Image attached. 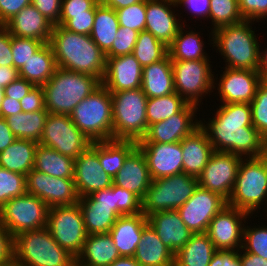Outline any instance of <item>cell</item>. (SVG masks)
I'll use <instances>...</instances> for the list:
<instances>
[{
    "label": "cell",
    "mask_w": 267,
    "mask_h": 266,
    "mask_svg": "<svg viewBox=\"0 0 267 266\" xmlns=\"http://www.w3.org/2000/svg\"><path fill=\"white\" fill-rule=\"evenodd\" d=\"M187 104L176 92L162 97L148 98L146 103L148 127L178 113Z\"/></svg>",
    "instance_id": "obj_41"
},
{
    "label": "cell",
    "mask_w": 267,
    "mask_h": 266,
    "mask_svg": "<svg viewBox=\"0 0 267 266\" xmlns=\"http://www.w3.org/2000/svg\"><path fill=\"white\" fill-rule=\"evenodd\" d=\"M12 248L14 266H76V257L55 241L47 227L18 234Z\"/></svg>",
    "instance_id": "obj_4"
},
{
    "label": "cell",
    "mask_w": 267,
    "mask_h": 266,
    "mask_svg": "<svg viewBox=\"0 0 267 266\" xmlns=\"http://www.w3.org/2000/svg\"><path fill=\"white\" fill-rule=\"evenodd\" d=\"M101 84L92 75L57 68L43 85L45 109L52 114L70 115Z\"/></svg>",
    "instance_id": "obj_5"
},
{
    "label": "cell",
    "mask_w": 267,
    "mask_h": 266,
    "mask_svg": "<svg viewBox=\"0 0 267 266\" xmlns=\"http://www.w3.org/2000/svg\"><path fill=\"white\" fill-rule=\"evenodd\" d=\"M172 7H177L175 0H146L145 31L166 46L173 42L180 27L185 24V20L183 22L182 19H177L180 15L175 13V8L172 11Z\"/></svg>",
    "instance_id": "obj_23"
},
{
    "label": "cell",
    "mask_w": 267,
    "mask_h": 266,
    "mask_svg": "<svg viewBox=\"0 0 267 266\" xmlns=\"http://www.w3.org/2000/svg\"><path fill=\"white\" fill-rule=\"evenodd\" d=\"M48 115L47 110H40L17 113L5 119L16 138L32 140L38 143Z\"/></svg>",
    "instance_id": "obj_40"
},
{
    "label": "cell",
    "mask_w": 267,
    "mask_h": 266,
    "mask_svg": "<svg viewBox=\"0 0 267 266\" xmlns=\"http://www.w3.org/2000/svg\"><path fill=\"white\" fill-rule=\"evenodd\" d=\"M143 67L133 54L106 58L102 84L110 92L141 88Z\"/></svg>",
    "instance_id": "obj_24"
},
{
    "label": "cell",
    "mask_w": 267,
    "mask_h": 266,
    "mask_svg": "<svg viewBox=\"0 0 267 266\" xmlns=\"http://www.w3.org/2000/svg\"><path fill=\"white\" fill-rule=\"evenodd\" d=\"M136 147L137 141L134 140L99 141V161L103 170L114 178Z\"/></svg>",
    "instance_id": "obj_39"
},
{
    "label": "cell",
    "mask_w": 267,
    "mask_h": 266,
    "mask_svg": "<svg viewBox=\"0 0 267 266\" xmlns=\"http://www.w3.org/2000/svg\"><path fill=\"white\" fill-rule=\"evenodd\" d=\"M31 4L54 25L59 22L62 0H31Z\"/></svg>",
    "instance_id": "obj_55"
},
{
    "label": "cell",
    "mask_w": 267,
    "mask_h": 266,
    "mask_svg": "<svg viewBox=\"0 0 267 266\" xmlns=\"http://www.w3.org/2000/svg\"><path fill=\"white\" fill-rule=\"evenodd\" d=\"M177 8L183 5L194 17L209 20L210 0H175ZM198 15V16H197Z\"/></svg>",
    "instance_id": "obj_58"
},
{
    "label": "cell",
    "mask_w": 267,
    "mask_h": 266,
    "mask_svg": "<svg viewBox=\"0 0 267 266\" xmlns=\"http://www.w3.org/2000/svg\"><path fill=\"white\" fill-rule=\"evenodd\" d=\"M48 205L40 198L24 194L10 199L0 209V223L11 237L47 227Z\"/></svg>",
    "instance_id": "obj_10"
},
{
    "label": "cell",
    "mask_w": 267,
    "mask_h": 266,
    "mask_svg": "<svg viewBox=\"0 0 267 266\" xmlns=\"http://www.w3.org/2000/svg\"><path fill=\"white\" fill-rule=\"evenodd\" d=\"M38 143L74 160L91 145V141L72 122L70 115L52 113L46 119Z\"/></svg>",
    "instance_id": "obj_13"
},
{
    "label": "cell",
    "mask_w": 267,
    "mask_h": 266,
    "mask_svg": "<svg viewBox=\"0 0 267 266\" xmlns=\"http://www.w3.org/2000/svg\"><path fill=\"white\" fill-rule=\"evenodd\" d=\"M251 216L247 212L228 204L220 210L212 218L206 231L215 248L217 250L239 251L243 247L246 218L249 219Z\"/></svg>",
    "instance_id": "obj_16"
},
{
    "label": "cell",
    "mask_w": 267,
    "mask_h": 266,
    "mask_svg": "<svg viewBox=\"0 0 267 266\" xmlns=\"http://www.w3.org/2000/svg\"><path fill=\"white\" fill-rule=\"evenodd\" d=\"M216 84L219 100L222 104H250L255 97L257 87L264 79L260 71L247 69H232L225 67Z\"/></svg>",
    "instance_id": "obj_20"
},
{
    "label": "cell",
    "mask_w": 267,
    "mask_h": 266,
    "mask_svg": "<svg viewBox=\"0 0 267 266\" xmlns=\"http://www.w3.org/2000/svg\"><path fill=\"white\" fill-rule=\"evenodd\" d=\"M250 107L253 127L267 141V78H264L257 87Z\"/></svg>",
    "instance_id": "obj_45"
},
{
    "label": "cell",
    "mask_w": 267,
    "mask_h": 266,
    "mask_svg": "<svg viewBox=\"0 0 267 266\" xmlns=\"http://www.w3.org/2000/svg\"><path fill=\"white\" fill-rule=\"evenodd\" d=\"M141 89L148 98L162 97L175 92L169 54L162 60L143 67Z\"/></svg>",
    "instance_id": "obj_32"
},
{
    "label": "cell",
    "mask_w": 267,
    "mask_h": 266,
    "mask_svg": "<svg viewBox=\"0 0 267 266\" xmlns=\"http://www.w3.org/2000/svg\"><path fill=\"white\" fill-rule=\"evenodd\" d=\"M73 180L79 198L112 186L113 178L103 170L99 161V141L91 142L74 160Z\"/></svg>",
    "instance_id": "obj_18"
},
{
    "label": "cell",
    "mask_w": 267,
    "mask_h": 266,
    "mask_svg": "<svg viewBox=\"0 0 267 266\" xmlns=\"http://www.w3.org/2000/svg\"><path fill=\"white\" fill-rule=\"evenodd\" d=\"M198 107L188 103L178 113L150 125L146 135L137 143L180 142L185 136H188L200 126V119L198 120L195 117L197 116L195 113H197Z\"/></svg>",
    "instance_id": "obj_21"
},
{
    "label": "cell",
    "mask_w": 267,
    "mask_h": 266,
    "mask_svg": "<svg viewBox=\"0 0 267 266\" xmlns=\"http://www.w3.org/2000/svg\"><path fill=\"white\" fill-rule=\"evenodd\" d=\"M227 204L250 215L267 206V173L257 157L242 158Z\"/></svg>",
    "instance_id": "obj_8"
},
{
    "label": "cell",
    "mask_w": 267,
    "mask_h": 266,
    "mask_svg": "<svg viewBox=\"0 0 267 266\" xmlns=\"http://www.w3.org/2000/svg\"><path fill=\"white\" fill-rule=\"evenodd\" d=\"M218 107L215 117L208 122L200 120V127L214 151L256 158L266 140L253 127L250 104L231 103Z\"/></svg>",
    "instance_id": "obj_1"
},
{
    "label": "cell",
    "mask_w": 267,
    "mask_h": 266,
    "mask_svg": "<svg viewBox=\"0 0 267 266\" xmlns=\"http://www.w3.org/2000/svg\"><path fill=\"white\" fill-rule=\"evenodd\" d=\"M43 44L39 40L11 35L13 67L19 71Z\"/></svg>",
    "instance_id": "obj_47"
},
{
    "label": "cell",
    "mask_w": 267,
    "mask_h": 266,
    "mask_svg": "<svg viewBox=\"0 0 267 266\" xmlns=\"http://www.w3.org/2000/svg\"><path fill=\"white\" fill-rule=\"evenodd\" d=\"M143 0H99V3L114 10L128 7Z\"/></svg>",
    "instance_id": "obj_66"
},
{
    "label": "cell",
    "mask_w": 267,
    "mask_h": 266,
    "mask_svg": "<svg viewBox=\"0 0 267 266\" xmlns=\"http://www.w3.org/2000/svg\"><path fill=\"white\" fill-rule=\"evenodd\" d=\"M17 138L10 130L5 118L0 117V152L5 150Z\"/></svg>",
    "instance_id": "obj_63"
},
{
    "label": "cell",
    "mask_w": 267,
    "mask_h": 266,
    "mask_svg": "<svg viewBox=\"0 0 267 266\" xmlns=\"http://www.w3.org/2000/svg\"><path fill=\"white\" fill-rule=\"evenodd\" d=\"M260 72L263 78H267V48L265 50H260Z\"/></svg>",
    "instance_id": "obj_68"
},
{
    "label": "cell",
    "mask_w": 267,
    "mask_h": 266,
    "mask_svg": "<svg viewBox=\"0 0 267 266\" xmlns=\"http://www.w3.org/2000/svg\"><path fill=\"white\" fill-rule=\"evenodd\" d=\"M134 259L141 266H174L175 254L164 245L148 223L142 230Z\"/></svg>",
    "instance_id": "obj_30"
},
{
    "label": "cell",
    "mask_w": 267,
    "mask_h": 266,
    "mask_svg": "<svg viewBox=\"0 0 267 266\" xmlns=\"http://www.w3.org/2000/svg\"><path fill=\"white\" fill-rule=\"evenodd\" d=\"M109 266H141L134 257L120 256Z\"/></svg>",
    "instance_id": "obj_67"
},
{
    "label": "cell",
    "mask_w": 267,
    "mask_h": 266,
    "mask_svg": "<svg viewBox=\"0 0 267 266\" xmlns=\"http://www.w3.org/2000/svg\"><path fill=\"white\" fill-rule=\"evenodd\" d=\"M184 26L186 24L180 27L173 42L168 46L171 61L210 60L204 51L205 42L200 38V32L186 31Z\"/></svg>",
    "instance_id": "obj_36"
},
{
    "label": "cell",
    "mask_w": 267,
    "mask_h": 266,
    "mask_svg": "<svg viewBox=\"0 0 267 266\" xmlns=\"http://www.w3.org/2000/svg\"><path fill=\"white\" fill-rule=\"evenodd\" d=\"M139 32L120 26L112 47L105 53L106 58L132 54Z\"/></svg>",
    "instance_id": "obj_49"
},
{
    "label": "cell",
    "mask_w": 267,
    "mask_h": 266,
    "mask_svg": "<svg viewBox=\"0 0 267 266\" xmlns=\"http://www.w3.org/2000/svg\"><path fill=\"white\" fill-rule=\"evenodd\" d=\"M152 183L145 155L137 146L126 158L121 170L113 178V184L126 189L141 200Z\"/></svg>",
    "instance_id": "obj_25"
},
{
    "label": "cell",
    "mask_w": 267,
    "mask_h": 266,
    "mask_svg": "<svg viewBox=\"0 0 267 266\" xmlns=\"http://www.w3.org/2000/svg\"><path fill=\"white\" fill-rule=\"evenodd\" d=\"M198 186V179L186 173L152 180L142 199V213L148 217L156 212L177 210Z\"/></svg>",
    "instance_id": "obj_9"
},
{
    "label": "cell",
    "mask_w": 267,
    "mask_h": 266,
    "mask_svg": "<svg viewBox=\"0 0 267 266\" xmlns=\"http://www.w3.org/2000/svg\"><path fill=\"white\" fill-rule=\"evenodd\" d=\"M120 257L109 233L87 235L76 266H109Z\"/></svg>",
    "instance_id": "obj_31"
},
{
    "label": "cell",
    "mask_w": 267,
    "mask_h": 266,
    "mask_svg": "<svg viewBox=\"0 0 267 266\" xmlns=\"http://www.w3.org/2000/svg\"><path fill=\"white\" fill-rule=\"evenodd\" d=\"M5 26L11 35L49 43L54 24L32 4L24 7Z\"/></svg>",
    "instance_id": "obj_27"
},
{
    "label": "cell",
    "mask_w": 267,
    "mask_h": 266,
    "mask_svg": "<svg viewBox=\"0 0 267 266\" xmlns=\"http://www.w3.org/2000/svg\"><path fill=\"white\" fill-rule=\"evenodd\" d=\"M132 54L145 67L162 60L168 54V46L144 30L139 32Z\"/></svg>",
    "instance_id": "obj_42"
},
{
    "label": "cell",
    "mask_w": 267,
    "mask_h": 266,
    "mask_svg": "<svg viewBox=\"0 0 267 266\" xmlns=\"http://www.w3.org/2000/svg\"><path fill=\"white\" fill-rule=\"evenodd\" d=\"M26 192L40 198L49 208L79 201L73 179L53 177L34 169L26 175Z\"/></svg>",
    "instance_id": "obj_17"
},
{
    "label": "cell",
    "mask_w": 267,
    "mask_h": 266,
    "mask_svg": "<svg viewBox=\"0 0 267 266\" xmlns=\"http://www.w3.org/2000/svg\"><path fill=\"white\" fill-rule=\"evenodd\" d=\"M99 0H62L60 19L56 25H63L73 15L95 14Z\"/></svg>",
    "instance_id": "obj_50"
},
{
    "label": "cell",
    "mask_w": 267,
    "mask_h": 266,
    "mask_svg": "<svg viewBox=\"0 0 267 266\" xmlns=\"http://www.w3.org/2000/svg\"><path fill=\"white\" fill-rule=\"evenodd\" d=\"M113 140H141L148 130L146 103L141 88L111 92Z\"/></svg>",
    "instance_id": "obj_7"
},
{
    "label": "cell",
    "mask_w": 267,
    "mask_h": 266,
    "mask_svg": "<svg viewBox=\"0 0 267 266\" xmlns=\"http://www.w3.org/2000/svg\"><path fill=\"white\" fill-rule=\"evenodd\" d=\"M0 66L13 67L11 34L5 25H0Z\"/></svg>",
    "instance_id": "obj_59"
},
{
    "label": "cell",
    "mask_w": 267,
    "mask_h": 266,
    "mask_svg": "<svg viewBox=\"0 0 267 266\" xmlns=\"http://www.w3.org/2000/svg\"><path fill=\"white\" fill-rule=\"evenodd\" d=\"M241 160L242 157L238 155L214 151L197 178L199 186L219 194L228 201L234 188Z\"/></svg>",
    "instance_id": "obj_15"
},
{
    "label": "cell",
    "mask_w": 267,
    "mask_h": 266,
    "mask_svg": "<svg viewBox=\"0 0 267 266\" xmlns=\"http://www.w3.org/2000/svg\"><path fill=\"white\" fill-rule=\"evenodd\" d=\"M160 240L176 254L191 238L192 231L180 218L177 210L156 212L147 217Z\"/></svg>",
    "instance_id": "obj_26"
},
{
    "label": "cell",
    "mask_w": 267,
    "mask_h": 266,
    "mask_svg": "<svg viewBox=\"0 0 267 266\" xmlns=\"http://www.w3.org/2000/svg\"><path fill=\"white\" fill-rule=\"evenodd\" d=\"M26 193V175L0 167V209L10 199Z\"/></svg>",
    "instance_id": "obj_44"
},
{
    "label": "cell",
    "mask_w": 267,
    "mask_h": 266,
    "mask_svg": "<svg viewBox=\"0 0 267 266\" xmlns=\"http://www.w3.org/2000/svg\"><path fill=\"white\" fill-rule=\"evenodd\" d=\"M4 97V88L0 86V106Z\"/></svg>",
    "instance_id": "obj_70"
},
{
    "label": "cell",
    "mask_w": 267,
    "mask_h": 266,
    "mask_svg": "<svg viewBox=\"0 0 267 266\" xmlns=\"http://www.w3.org/2000/svg\"><path fill=\"white\" fill-rule=\"evenodd\" d=\"M95 14L73 15L62 27L75 33L90 35L94 25Z\"/></svg>",
    "instance_id": "obj_53"
},
{
    "label": "cell",
    "mask_w": 267,
    "mask_h": 266,
    "mask_svg": "<svg viewBox=\"0 0 267 266\" xmlns=\"http://www.w3.org/2000/svg\"><path fill=\"white\" fill-rule=\"evenodd\" d=\"M119 25L138 32L145 30L146 0L116 10Z\"/></svg>",
    "instance_id": "obj_46"
},
{
    "label": "cell",
    "mask_w": 267,
    "mask_h": 266,
    "mask_svg": "<svg viewBox=\"0 0 267 266\" xmlns=\"http://www.w3.org/2000/svg\"><path fill=\"white\" fill-rule=\"evenodd\" d=\"M22 112H34L45 109L43 86H34L31 91L20 100Z\"/></svg>",
    "instance_id": "obj_54"
},
{
    "label": "cell",
    "mask_w": 267,
    "mask_h": 266,
    "mask_svg": "<svg viewBox=\"0 0 267 266\" xmlns=\"http://www.w3.org/2000/svg\"><path fill=\"white\" fill-rule=\"evenodd\" d=\"M254 21L243 20L237 24L222 26L209 34L213 48L221 53L225 67L260 71V47L256 38ZM252 23V24H251Z\"/></svg>",
    "instance_id": "obj_3"
},
{
    "label": "cell",
    "mask_w": 267,
    "mask_h": 266,
    "mask_svg": "<svg viewBox=\"0 0 267 266\" xmlns=\"http://www.w3.org/2000/svg\"><path fill=\"white\" fill-rule=\"evenodd\" d=\"M257 158L262 163L265 172L267 173V141L263 143L261 151L258 153Z\"/></svg>",
    "instance_id": "obj_69"
},
{
    "label": "cell",
    "mask_w": 267,
    "mask_h": 266,
    "mask_svg": "<svg viewBox=\"0 0 267 266\" xmlns=\"http://www.w3.org/2000/svg\"><path fill=\"white\" fill-rule=\"evenodd\" d=\"M210 63V60L171 61L175 92L187 103L200 106L203 97L216 90Z\"/></svg>",
    "instance_id": "obj_11"
},
{
    "label": "cell",
    "mask_w": 267,
    "mask_h": 266,
    "mask_svg": "<svg viewBox=\"0 0 267 266\" xmlns=\"http://www.w3.org/2000/svg\"><path fill=\"white\" fill-rule=\"evenodd\" d=\"M119 27L116 10L99 3L96 6L94 25L90 37L104 54L112 47Z\"/></svg>",
    "instance_id": "obj_38"
},
{
    "label": "cell",
    "mask_w": 267,
    "mask_h": 266,
    "mask_svg": "<svg viewBox=\"0 0 267 266\" xmlns=\"http://www.w3.org/2000/svg\"><path fill=\"white\" fill-rule=\"evenodd\" d=\"M145 155L152 180L183 173L181 142L137 143Z\"/></svg>",
    "instance_id": "obj_22"
},
{
    "label": "cell",
    "mask_w": 267,
    "mask_h": 266,
    "mask_svg": "<svg viewBox=\"0 0 267 266\" xmlns=\"http://www.w3.org/2000/svg\"><path fill=\"white\" fill-rule=\"evenodd\" d=\"M35 85L24 78L18 77L4 88V96L20 101Z\"/></svg>",
    "instance_id": "obj_60"
},
{
    "label": "cell",
    "mask_w": 267,
    "mask_h": 266,
    "mask_svg": "<svg viewBox=\"0 0 267 266\" xmlns=\"http://www.w3.org/2000/svg\"><path fill=\"white\" fill-rule=\"evenodd\" d=\"M57 68L53 50L49 43H45L22 66L19 70V77L35 86H43L53 76Z\"/></svg>",
    "instance_id": "obj_34"
},
{
    "label": "cell",
    "mask_w": 267,
    "mask_h": 266,
    "mask_svg": "<svg viewBox=\"0 0 267 266\" xmlns=\"http://www.w3.org/2000/svg\"><path fill=\"white\" fill-rule=\"evenodd\" d=\"M70 118L91 142L113 140L111 92L101 84L73 109Z\"/></svg>",
    "instance_id": "obj_6"
},
{
    "label": "cell",
    "mask_w": 267,
    "mask_h": 266,
    "mask_svg": "<svg viewBox=\"0 0 267 266\" xmlns=\"http://www.w3.org/2000/svg\"><path fill=\"white\" fill-rule=\"evenodd\" d=\"M253 227L251 228L248 225L244 227L242 249L267 260V226Z\"/></svg>",
    "instance_id": "obj_48"
},
{
    "label": "cell",
    "mask_w": 267,
    "mask_h": 266,
    "mask_svg": "<svg viewBox=\"0 0 267 266\" xmlns=\"http://www.w3.org/2000/svg\"><path fill=\"white\" fill-rule=\"evenodd\" d=\"M239 10L244 20L259 22L267 19V0H239Z\"/></svg>",
    "instance_id": "obj_52"
},
{
    "label": "cell",
    "mask_w": 267,
    "mask_h": 266,
    "mask_svg": "<svg viewBox=\"0 0 267 266\" xmlns=\"http://www.w3.org/2000/svg\"><path fill=\"white\" fill-rule=\"evenodd\" d=\"M19 77V71L10 66H0V86L5 88Z\"/></svg>",
    "instance_id": "obj_65"
},
{
    "label": "cell",
    "mask_w": 267,
    "mask_h": 266,
    "mask_svg": "<svg viewBox=\"0 0 267 266\" xmlns=\"http://www.w3.org/2000/svg\"><path fill=\"white\" fill-rule=\"evenodd\" d=\"M22 108L20 101L11 99L10 97H3L1 106H0V117L6 118L8 116L15 115L17 113H21Z\"/></svg>",
    "instance_id": "obj_62"
},
{
    "label": "cell",
    "mask_w": 267,
    "mask_h": 266,
    "mask_svg": "<svg viewBox=\"0 0 267 266\" xmlns=\"http://www.w3.org/2000/svg\"><path fill=\"white\" fill-rule=\"evenodd\" d=\"M238 257L242 266H267L265 258L253 253L243 252L242 248L238 251Z\"/></svg>",
    "instance_id": "obj_64"
},
{
    "label": "cell",
    "mask_w": 267,
    "mask_h": 266,
    "mask_svg": "<svg viewBox=\"0 0 267 266\" xmlns=\"http://www.w3.org/2000/svg\"><path fill=\"white\" fill-rule=\"evenodd\" d=\"M30 4L31 0H0V25H5Z\"/></svg>",
    "instance_id": "obj_56"
},
{
    "label": "cell",
    "mask_w": 267,
    "mask_h": 266,
    "mask_svg": "<svg viewBox=\"0 0 267 266\" xmlns=\"http://www.w3.org/2000/svg\"><path fill=\"white\" fill-rule=\"evenodd\" d=\"M34 170L57 178L73 179L74 159L38 143L35 152Z\"/></svg>",
    "instance_id": "obj_37"
},
{
    "label": "cell",
    "mask_w": 267,
    "mask_h": 266,
    "mask_svg": "<svg viewBox=\"0 0 267 266\" xmlns=\"http://www.w3.org/2000/svg\"><path fill=\"white\" fill-rule=\"evenodd\" d=\"M148 224L143 213L121 215L109 231L120 256L134 257L142 230Z\"/></svg>",
    "instance_id": "obj_29"
},
{
    "label": "cell",
    "mask_w": 267,
    "mask_h": 266,
    "mask_svg": "<svg viewBox=\"0 0 267 266\" xmlns=\"http://www.w3.org/2000/svg\"><path fill=\"white\" fill-rule=\"evenodd\" d=\"M180 142L183 153V173L198 178L214 153V148L200 126Z\"/></svg>",
    "instance_id": "obj_28"
},
{
    "label": "cell",
    "mask_w": 267,
    "mask_h": 266,
    "mask_svg": "<svg viewBox=\"0 0 267 266\" xmlns=\"http://www.w3.org/2000/svg\"><path fill=\"white\" fill-rule=\"evenodd\" d=\"M208 266H242L238 251L217 250Z\"/></svg>",
    "instance_id": "obj_61"
},
{
    "label": "cell",
    "mask_w": 267,
    "mask_h": 266,
    "mask_svg": "<svg viewBox=\"0 0 267 266\" xmlns=\"http://www.w3.org/2000/svg\"><path fill=\"white\" fill-rule=\"evenodd\" d=\"M115 194L120 216L142 213V200L134 193L115 185Z\"/></svg>",
    "instance_id": "obj_51"
},
{
    "label": "cell",
    "mask_w": 267,
    "mask_h": 266,
    "mask_svg": "<svg viewBox=\"0 0 267 266\" xmlns=\"http://www.w3.org/2000/svg\"><path fill=\"white\" fill-rule=\"evenodd\" d=\"M13 238L0 223V266L13 265Z\"/></svg>",
    "instance_id": "obj_57"
},
{
    "label": "cell",
    "mask_w": 267,
    "mask_h": 266,
    "mask_svg": "<svg viewBox=\"0 0 267 266\" xmlns=\"http://www.w3.org/2000/svg\"><path fill=\"white\" fill-rule=\"evenodd\" d=\"M78 204L82 210L86 233H109L113 224L119 218L115 185L94 192L89 196L79 198Z\"/></svg>",
    "instance_id": "obj_14"
},
{
    "label": "cell",
    "mask_w": 267,
    "mask_h": 266,
    "mask_svg": "<svg viewBox=\"0 0 267 266\" xmlns=\"http://www.w3.org/2000/svg\"><path fill=\"white\" fill-rule=\"evenodd\" d=\"M49 44L58 68L89 74L102 82L106 57L90 35L71 32L61 25H54Z\"/></svg>",
    "instance_id": "obj_2"
},
{
    "label": "cell",
    "mask_w": 267,
    "mask_h": 266,
    "mask_svg": "<svg viewBox=\"0 0 267 266\" xmlns=\"http://www.w3.org/2000/svg\"><path fill=\"white\" fill-rule=\"evenodd\" d=\"M47 228L55 241L74 257L81 253L88 234L78 203L49 208Z\"/></svg>",
    "instance_id": "obj_12"
},
{
    "label": "cell",
    "mask_w": 267,
    "mask_h": 266,
    "mask_svg": "<svg viewBox=\"0 0 267 266\" xmlns=\"http://www.w3.org/2000/svg\"><path fill=\"white\" fill-rule=\"evenodd\" d=\"M217 251L207 233H193L175 254L174 266H208Z\"/></svg>",
    "instance_id": "obj_35"
},
{
    "label": "cell",
    "mask_w": 267,
    "mask_h": 266,
    "mask_svg": "<svg viewBox=\"0 0 267 266\" xmlns=\"http://www.w3.org/2000/svg\"><path fill=\"white\" fill-rule=\"evenodd\" d=\"M37 145L35 141L17 138L0 152V167L27 175L34 169Z\"/></svg>",
    "instance_id": "obj_33"
},
{
    "label": "cell",
    "mask_w": 267,
    "mask_h": 266,
    "mask_svg": "<svg viewBox=\"0 0 267 266\" xmlns=\"http://www.w3.org/2000/svg\"><path fill=\"white\" fill-rule=\"evenodd\" d=\"M226 205L227 201L219 194L198 186L177 211L192 233H205L212 218Z\"/></svg>",
    "instance_id": "obj_19"
},
{
    "label": "cell",
    "mask_w": 267,
    "mask_h": 266,
    "mask_svg": "<svg viewBox=\"0 0 267 266\" xmlns=\"http://www.w3.org/2000/svg\"><path fill=\"white\" fill-rule=\"evenodd\" d=\"M209 19L212 22L211 32L244 19L239 10V0H210Z\"/></svg>",
    "instance_id": "obj_43"
}]
</instances>
